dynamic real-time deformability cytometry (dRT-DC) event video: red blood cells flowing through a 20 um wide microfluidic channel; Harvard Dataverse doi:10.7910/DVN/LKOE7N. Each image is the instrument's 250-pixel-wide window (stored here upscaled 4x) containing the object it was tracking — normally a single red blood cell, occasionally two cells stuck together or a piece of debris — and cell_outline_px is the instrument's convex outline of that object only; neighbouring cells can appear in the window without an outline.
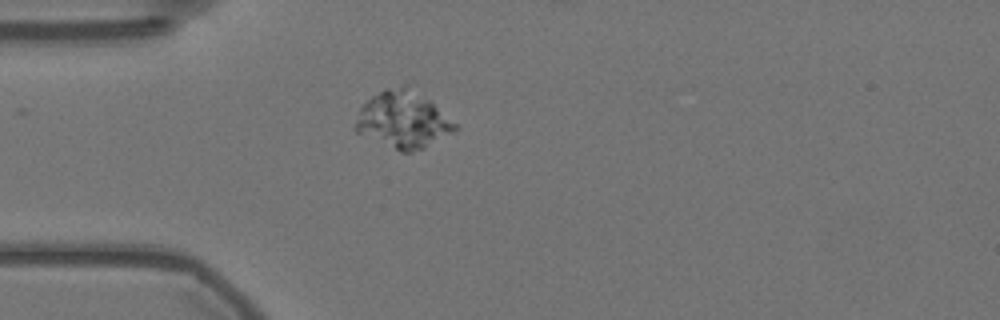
{"species": "Egyptian fruit bat (a non-hibernating species)", "species_latin": "Rousettus aegyptiacus", "temperature_condition": "warm", "stored_images_in_passage": 43, "camera_frame_rate_fps": 3000, "um_per_image_px": 0.085, "animal": {"sex": "female"}, "frame": {"image": 1, "passage_image": 1, "time_ms": 0.0, "image_size_px": [1000, 320], "cell_outline_px": [[460, 128], [424, 148], [412, 152], [400, 152], [356, 132], [352, 128], [360, 108], [372, 96], [384, 88], [404, 84], [408, 84], [428, 100], [456, 124]], "centroid_in_image_um": [34.22, 10.18], "position_along_channel_um": 50.8, "area_um2": 32.89}}
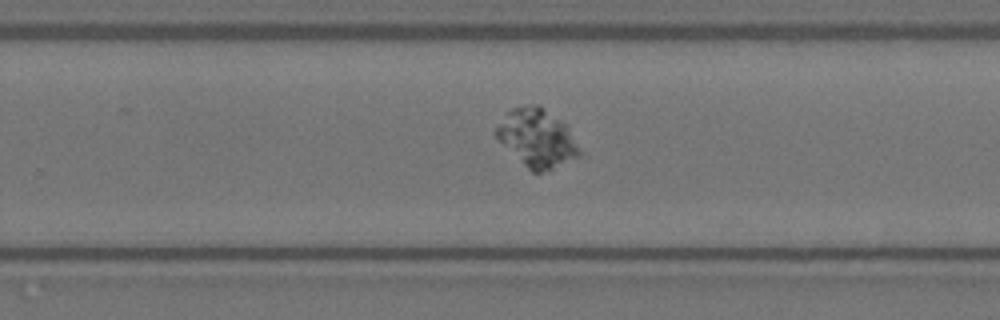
{"frame": {"image": 2, "passage_image": 22, "time_ms": 7.0, "image_size_px": [1000, 320], "cell_outline_px": [[584, 152], [580, 156], [552, 168], [540, 172], [532, 172], [492, 132], [508, 112], [512, 108], [524, 104], [540, 104], [560, 120], [564, 124]], "centroid_in_image_um": [45.67, 11.7], "position_along_channel_um": 284.1, "area_um2": 27.69}}
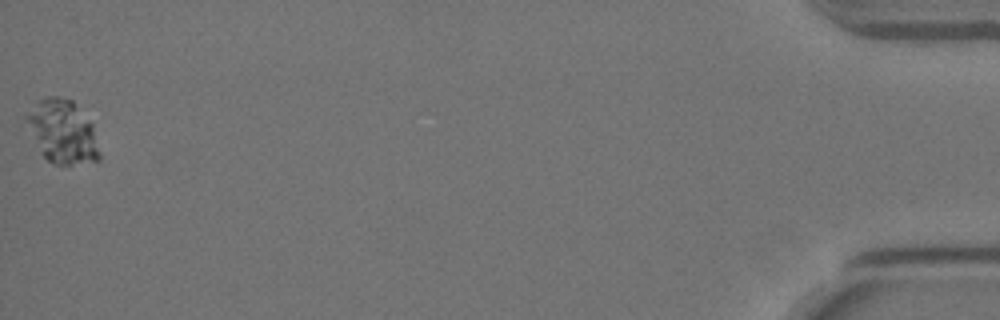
{"frame": {"image": 3, "passage_image": 43, "time_ms": 14.0, "image_size_px": [1000, 320], "cell_outline_px": [[100, 160], [72, 164], [52, 164], [44, 156], [24, 116], [44, 96], [60, 96], [72, 100], [92, 124], [100, 152]], "centroid_in_image_um": [5.35, 11.18], "position_along_channel_um": 429.9, "area_um2": 26.3}}